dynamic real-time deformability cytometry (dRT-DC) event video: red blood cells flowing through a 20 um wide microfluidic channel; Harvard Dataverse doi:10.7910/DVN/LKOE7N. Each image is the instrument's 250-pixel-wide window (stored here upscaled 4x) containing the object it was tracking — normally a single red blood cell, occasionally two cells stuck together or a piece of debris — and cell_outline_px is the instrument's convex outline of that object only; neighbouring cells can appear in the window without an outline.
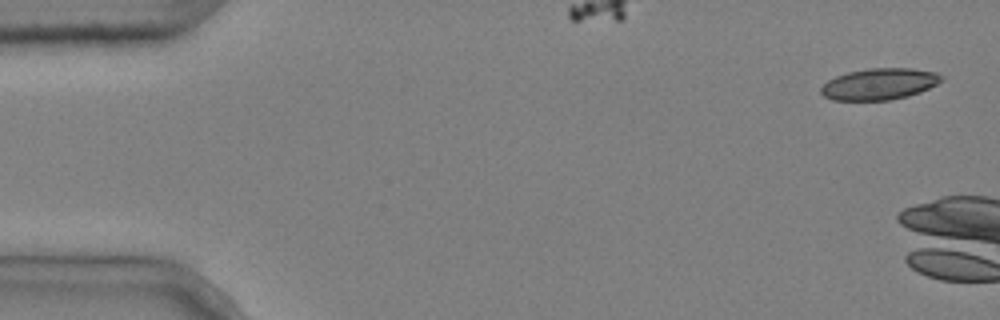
{"species": "common noctule bat (a hibernating species)", "species_latin": "Nyctalus noctula", "temperature_condition": "cold", "stored_images_in_passage": 3, "camera_frame_rate_fps": 3000, "um_per_image_px": 0.085, "animal": {"sex": "male", "body_mass_g": 20.4}, "frame": {"image": 1, "passage_image": 1, "time_ms": 0.0, "image_size_px": [1000, 320], "cell_outline_px": [[944, 80], [920, 92], [908, 96], [888, 100], [832, 100], [824, 96], [820, 92], [820, 88], [828, 80], [836, 76], [848, 72], [868, 68], [912, 68], [936, 72], [944, 76]], "centroid_in_image_um": [74.76, 7.13], "position_along_channel_um": 10.2, "area_um2": 22.14}}